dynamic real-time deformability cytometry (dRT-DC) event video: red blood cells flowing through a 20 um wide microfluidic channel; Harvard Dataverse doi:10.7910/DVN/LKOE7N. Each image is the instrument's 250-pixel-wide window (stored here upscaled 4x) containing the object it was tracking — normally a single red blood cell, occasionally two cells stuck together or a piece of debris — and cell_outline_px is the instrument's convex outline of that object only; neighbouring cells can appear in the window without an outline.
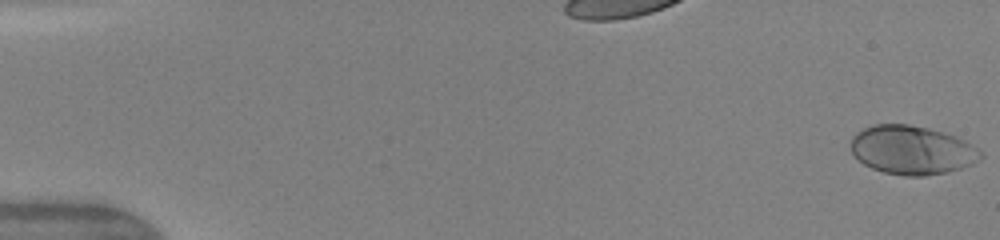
{"species": "human", "species_latin": "Homo sapiens", "temperature_condition": "warm", "stored_images_in_passage": 49, "camera_frame_rate_fps": 3000, "um_per_image_px": 0.085, "donor": {"sex": "female"}, "frame": {"image": 1, "passage_image": 1, "time_ms": 0.0, "image_size_px": [1000, 240], "cell_outline_px": [[984, 156], [972, 164], [948, 172], [924, 176], [904, 176], [884, 172], [872, 168], [864, 164], [852, 152], [852, 136], [856, 132], [872, 124], [908, 124], [928, 128], [944, 132], [956, 136], [980, 148], [984, 152]], "centroid_in_image_um": [77.56, 12.75], "position_along_channel_um": 7.4, "area_um2": 37.05}}
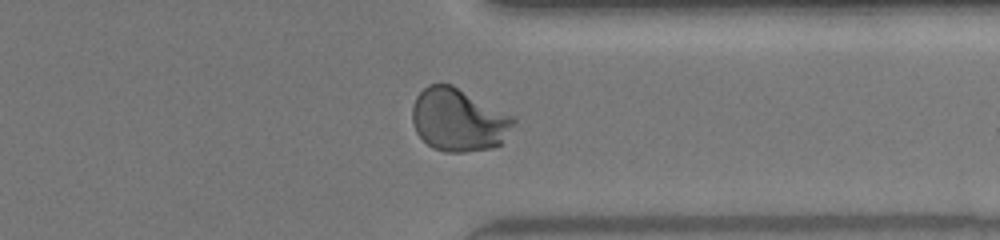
{"frame": {"image": 2, "passage_image": 39, "time_ms": 12.667, "image_size_px": [1000, 240], "cell_outline_px": [[516, 120], [500, 144], [492, 148], [464, 152], [444, 152], [432, 148], [416, 132], [412, 120], [412, 108], [416, 96], [428, 84], [452, 84], [516, 116]], "centroid_in_image_um": [38.98, 10.18], "position_along_channel_um": 372.4, "area_um2": 37.28}}
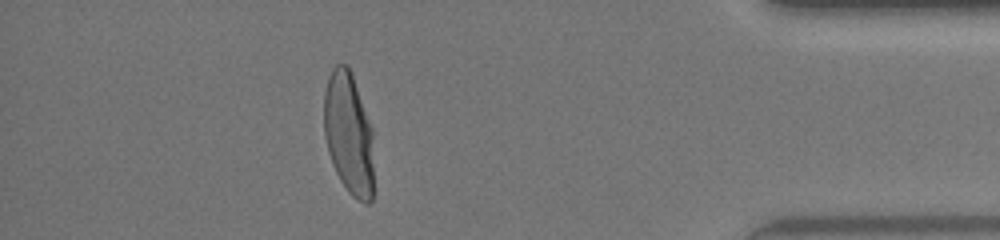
{"frame": {"image": 3, "passage_image": 44, "time_ms": 14.333, "image_size_px": [1000, 240], "cell_outline_px": [[372, 200], [368, 204], [364, 204], [356, 200], [348, 192], [340, 180], [332, 164], [328, 152], [324, 136], [324, 92], [328, 76], [332, 68], [336, 64], [348, 64], [352, 72], [372, 128]], "centroid_in_image_um": [29.62, 11.34], "position_along_channel_um": 405.6, "area_um2": 35.78}, "authors_computed_cell_mechanics": {"area_um2": 35.3736, "velocity_mm_per_s": 4.1832, "shape_relaxation_time_tau1_ms": 3.1562, "shape_relaxation_time_tau2_ms": null, "deformation_change_tau1": 0.1977, "deformation_change_tau2": null}}